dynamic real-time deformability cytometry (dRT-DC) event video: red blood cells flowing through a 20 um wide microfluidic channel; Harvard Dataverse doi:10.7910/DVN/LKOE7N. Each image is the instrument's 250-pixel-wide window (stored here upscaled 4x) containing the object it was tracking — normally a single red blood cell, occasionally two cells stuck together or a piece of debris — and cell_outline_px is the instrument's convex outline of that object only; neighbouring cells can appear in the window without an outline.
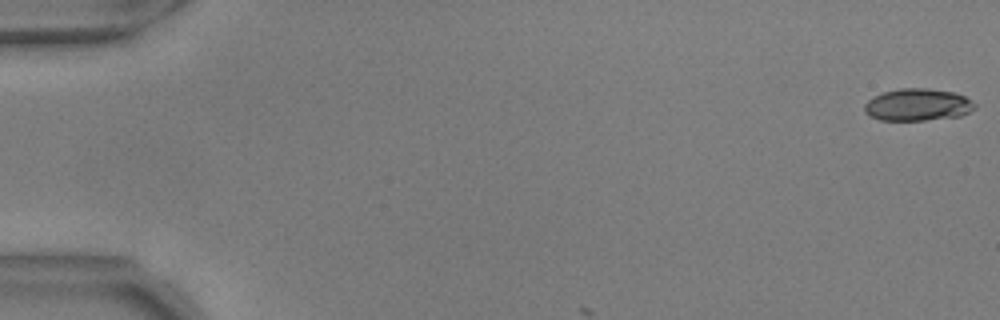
{"species": "common noctule bat (a hibernating species)", "species_latin": "Nyctalus noctula", "temperature_condition": "warm", "stored_images_in_passage": 6, "camera_frame_rate_fps": 3000, "um_per_image_px": 0.085, "animal": {"sex": "male", "body_mass_g": 17.9, "forearm_length_mm": 54.2}, "frame": {"image": 1, "passage_image": 1, "time_ms": 0.0, "image_size_px": [1000, 320], "cell_outline_px": [[976, 108], [960, 116], [924, 120], [880, 120], [868, 116], [864, 112], [864, 104], [872, 96], [884, 92], [900, 88], [928, 88], [952, 92], [964, 96], [976, 104]], "centroid_in_image_um": [77.96, 8.9], "position_along_channel_um": 7.0, "area_um2": 20.75}}